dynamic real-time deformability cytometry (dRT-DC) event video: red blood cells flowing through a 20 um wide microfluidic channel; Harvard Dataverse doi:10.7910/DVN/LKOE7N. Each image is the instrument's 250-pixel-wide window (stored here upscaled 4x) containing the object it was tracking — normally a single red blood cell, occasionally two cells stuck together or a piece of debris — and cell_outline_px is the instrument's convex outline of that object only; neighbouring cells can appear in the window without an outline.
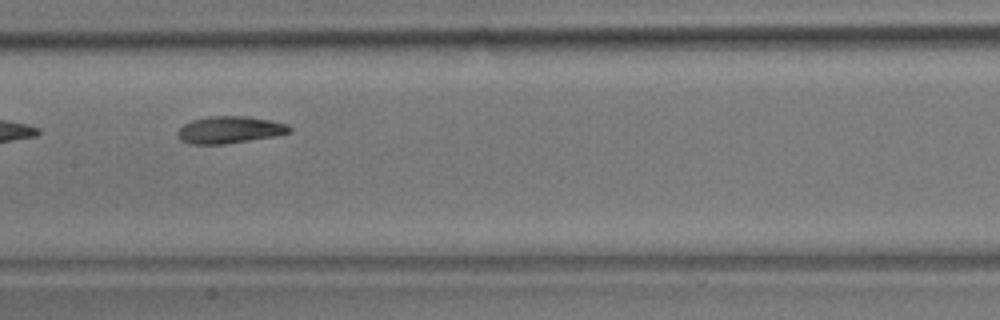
{"species": "common noctule bat (a hibernating species)", "species_latin": "Nyctalus noctula", "temperature_condition": "room temperature", "stored_images_in_passage": 9, "camera_frame_rate_fps": 3000, "um_per_image_px": 0.085, "animal": {"sex": "male", "body_mass_g": 17.9}, "frame": {"image": 1, "passage_image": 5, "time_ms": 4.333, "image_size_px": [1000, 320], "cell_outline_px": [[292, 132], [276, 136], [224, 144], [188, 144], [180, 140], [176, 136], [176, 132], [184, 124], [192, 120], [208, 116], [248, 116], [272, 120], [288, 124], [292, 128]], "centroid_in_image_um": [19.53, 11.03], "position_along_channel_um": 187.9, "area_um2": 17.92}}